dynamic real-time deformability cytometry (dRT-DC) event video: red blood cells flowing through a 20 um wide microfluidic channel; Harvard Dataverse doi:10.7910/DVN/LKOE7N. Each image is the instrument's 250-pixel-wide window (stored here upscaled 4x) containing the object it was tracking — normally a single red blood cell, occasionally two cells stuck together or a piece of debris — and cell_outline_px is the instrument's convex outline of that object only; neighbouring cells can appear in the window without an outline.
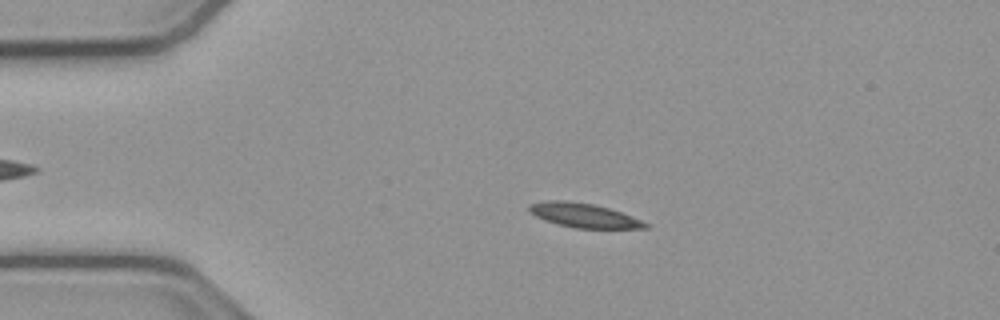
{"species": "common noctule bat (a hibernating species)", "species_latin": "Nyctalus noctula", "temperature_condition": "cold", "stored_images_in_passage": 54, "camera_frame_rate_fps": 3000, "um_per_image_px": 0.085, "animal": {"sex": "male", "body_mass_g": 23.1, "forearm_length_mm": 52.7}, "frame": {"image": 1, "passage_image": 12, "time_ms": 3.667, "image_size_px": [1000, 320], "cell_outline_px": [[648, 228], [572, 228], [556, 224], [544, 220], [528, 212], [528, 204], [548, 200], [568, 200], [592, 204], [608, 208], [620, 212], [640, 220], [648, 224]], "centroid_in_image_um": [49.53, 18.3], "position_along_channel_um": 35.5, "area_um2": 16.36}}
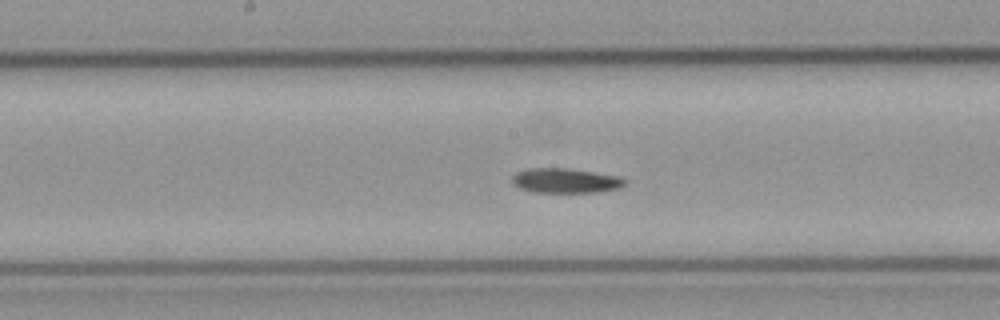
{"frame": {"image": 2, "passage_image": 28, "time_ms": 9.0, "image_size_px": [1000, 320], "cell_outline_px": [[628, 180], [620, 188], [596, 192], [532, 192], [520, 188], [512, 184], [512, 176], [516, 172], [528, 168], [568, 168], [620, 176]], "centroid_in_image_um": [48.06, 15.35], "position_along_channel_um": 200.1, "area_um2": 16.36}}
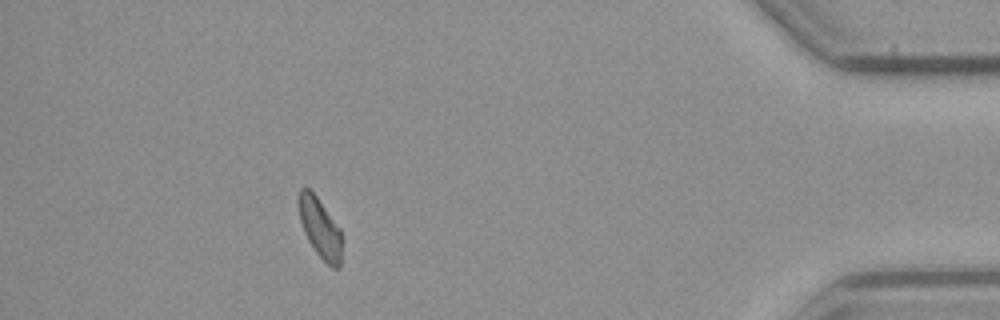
{"frame": {"image": 3, "passage_image": 49, "time_ms": 16.0, "image_size_px": [1000, 320], "cell_outline_px": [[344, 240], [340, 264], [336, 268], [332, 268], [316, 252], [308, 240], [304, 232], [300, 220], [300, 188], [308, 188], [316, 196], [340, 228]], "centroid_in_image_um": [27.27, 19.44], "position_along_channel_um": 407.9, "area_um2": 14.85}}